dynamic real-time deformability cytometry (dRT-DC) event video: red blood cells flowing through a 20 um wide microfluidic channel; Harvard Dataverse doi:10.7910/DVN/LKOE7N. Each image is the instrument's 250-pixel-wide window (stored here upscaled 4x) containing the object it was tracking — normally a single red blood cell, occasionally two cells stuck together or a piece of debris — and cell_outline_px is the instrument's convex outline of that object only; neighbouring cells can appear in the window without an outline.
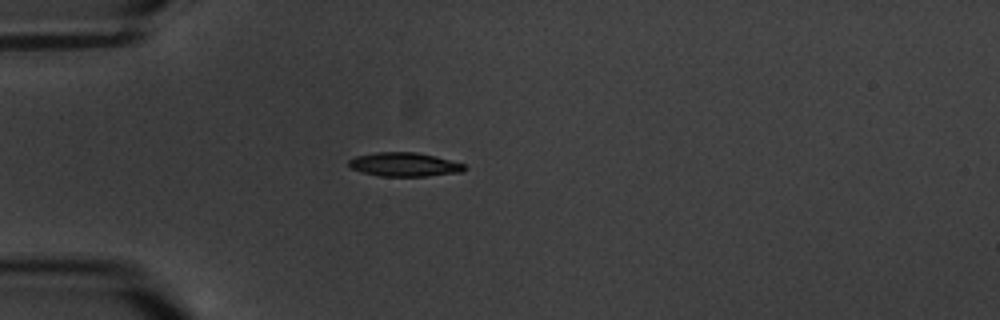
{"species": "common noctule bat (a hibernating species)", "species_latin": "Nyctalus noctula", "temperature_condition": "warm", "stored_images_in_passage": 5, "camera_frame_rate_fps": 3000, "um_per_image_px": 0.085, "animal": {"sex": "male", "body_mass_g": 20.1, "forearm_length_mm": 53.5}, "frame": {"image": 1, "passage_image": 5, "time_ms": 4.667, "image_size_px": [1000, 320], "cell_outline_px": [[468, 168], [464, 172], [428, 176], [380, 176], [360, 172], [348, 168], [348, 160], [356, 156], [376, 152], [416, 152], [464, 164]], "centroid_in_image_um": [34.33, 13.99], "position_along_channel_um": 50.7, "area_um2": 16.18}}